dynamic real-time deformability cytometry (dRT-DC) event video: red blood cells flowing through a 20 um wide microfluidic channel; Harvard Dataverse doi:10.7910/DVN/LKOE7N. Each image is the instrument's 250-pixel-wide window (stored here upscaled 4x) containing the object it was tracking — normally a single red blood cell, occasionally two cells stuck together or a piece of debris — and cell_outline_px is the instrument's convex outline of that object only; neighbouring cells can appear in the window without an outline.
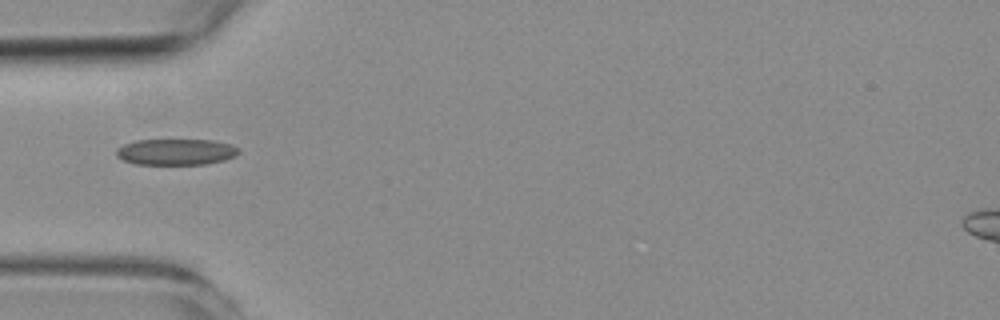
{"species": "common noctule bat (a hibernating species)", "species_latin": "Nyctalus noctula", "temperature_condition": "room temperature", "stored_images_in_passage": 23, "camera_frame_rate_fps": 3000, "um_per_image_px": 0.085, "animal": {"sex": "female", "body_mass_g": 19.3, "forearm_length_mm": 54.1}, "frame": {"image": 1, "passage_image": 1, "time_ms": 0.0, "image_size_px": [1000, 320], "cell_outline_px": [[240, 152], [236, 156], [224, 160], [204, 164], [136, 164], [124, 160], [116, 156], [116, 148], [124, 144], [136, 140], [212, 140], [232, 144], [240, 148]], "centroid_in_image_um": [14.98, 12.9], "position_along_channel_um": 70.0, "area_um2": 18.73}}
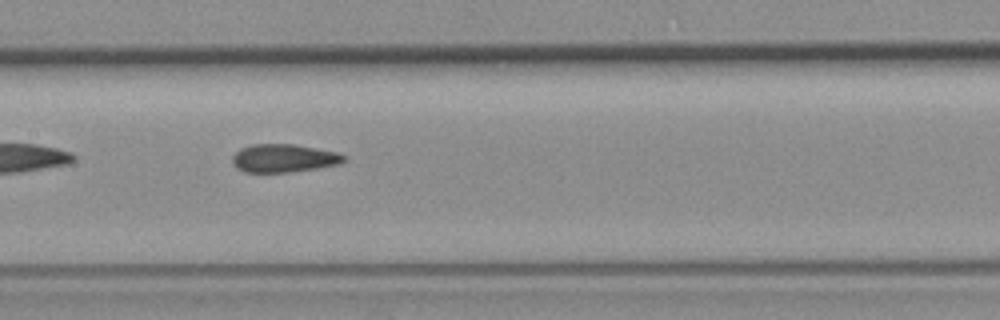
{"frame": {"image": 2, "passage_image": 10, "time_ms": 3.0, "image_size_px": [1000, 320], "cell_outline_px": [[348, 160], [340, 164], [316, 168], [288, 172], [244, 172], [236, 168], [232, 160], [232, 156], [240, 148], [252, 144], [296, 144], [340, 152], [348, 156]], "centroid_in_image_um": [24.18, 13.43], "position_along_channel_um": 183.2, "area_um2": 18.61}}
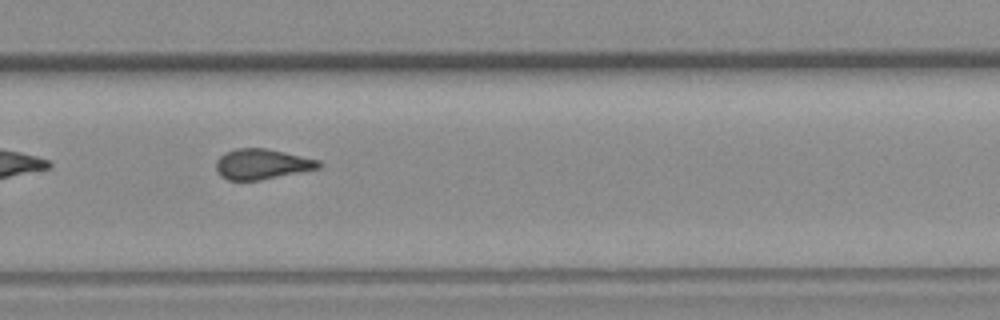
{"frame": {"image": 3, "passage_image": 20, "time_ms": 6.333, "image_size_px": [1000, 320], "cell_outline_px": [[324, 164], [320, 168], [260, 180], [228, 180], [220, 176], [216, 168], [216, 160], [224, 152], [236, 148], [268, 148], [320, 160]], "centroid_in_image_um": [22.27, 13.94], "position_along_channel_um": 307.5, "area_um2": 18.32}}